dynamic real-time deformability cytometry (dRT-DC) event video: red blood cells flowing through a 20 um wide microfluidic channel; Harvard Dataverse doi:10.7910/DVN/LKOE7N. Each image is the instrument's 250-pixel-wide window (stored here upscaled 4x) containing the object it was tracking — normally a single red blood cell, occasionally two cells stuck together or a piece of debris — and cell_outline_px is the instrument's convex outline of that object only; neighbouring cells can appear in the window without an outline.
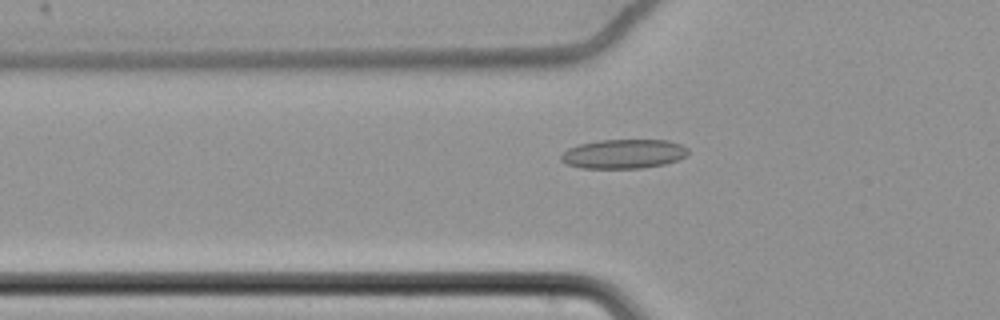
{"species": "common noctule bat (a hibernating species)", "species_latin": "Nyctalus noctula", "temperature_condition": "cold", "stored_images_in_passage": 62, "camera_frame_rate_fps": 3000, "um_per_image_px": 0.085, "animal": {"sex": "female", "body_mass_g": 22.7, "forearm_length_mm": 54.2}, "frame": {"image": 1, "passage_image": 23, "time_ms": 7.333, "image_size_px": [1000, 320], "cell_outline_px": [[688, 152], [684, 156], [676, 160], [664, 164], [640, 168], [580, 168], [564, 164], [560, 160], [560, 156], [568, 148], [580, 144], [600, 140], [668, 140], [680, 144], [688, 148]], "centroid_in_image_um": [52.96, 13.08], "position_along_channel_um": 72.8, "area_um2": 21.62}}
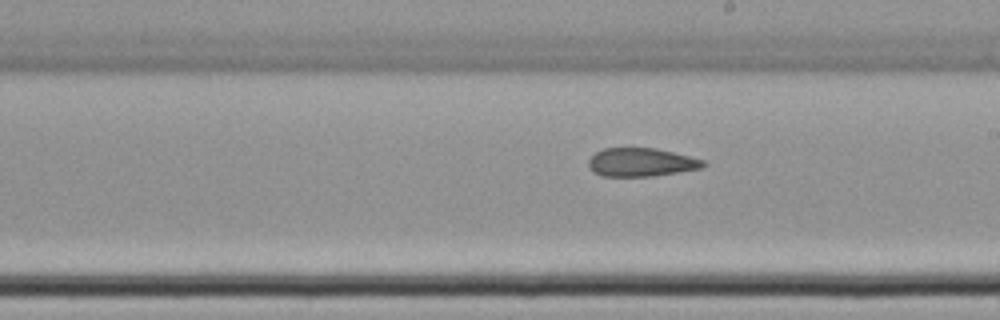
{"frame": {"image": 2, "passage_image": 37, "time_ms": 12.0, "image_size_px": [1000, 320], "cell_outline_px": [[708, 164], [704, 168], [652, 176], [600, 176], [592, 172], [588, 168], [588, 160], [596, 152], [604, 148], [656, 148], [704, 160]], "centroid_in_image_um": [54.49, 13.8], "position_along_channel_um": 234.5, "area_um2": 19.13}}
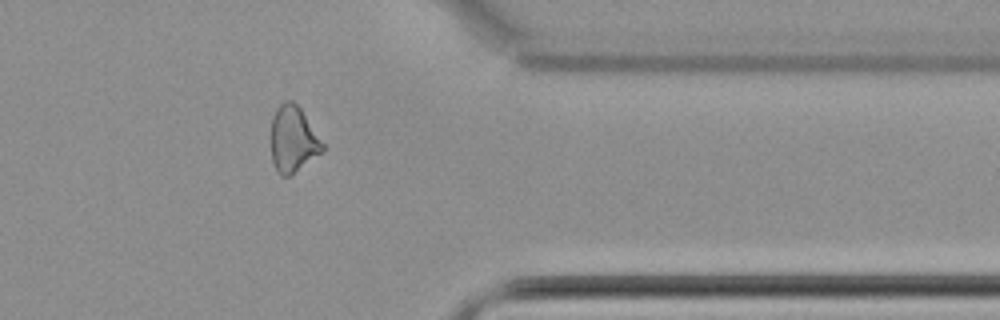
{"frame": {"image": 3, "passage_image": 51, "time_ms": 16.667, "image_size_px": [1000, 320], "cell_outline_px": [[328, 148], [288, 176], [280, 176], [276, 172], [272, 164], [268, 140], [272, 116], [276, 108], [284, 100], [292, 100], [300, 108]], "centroid_in_image_um": [24.86, 11.83], "position_along_channel_um": 386.5, "area_um2": 20.63}, "authors_computed_cell_mechanics": {"area_um2": 21.1259, "velocity_mm_per_s": 3.4781, "shape_relaxation_time_tau1_ms": null, "shape_relaxation_time_tau2_ms": 4.3222, "deformation_change_tau1": null, "deformation_change_tau2": 0.1238}}